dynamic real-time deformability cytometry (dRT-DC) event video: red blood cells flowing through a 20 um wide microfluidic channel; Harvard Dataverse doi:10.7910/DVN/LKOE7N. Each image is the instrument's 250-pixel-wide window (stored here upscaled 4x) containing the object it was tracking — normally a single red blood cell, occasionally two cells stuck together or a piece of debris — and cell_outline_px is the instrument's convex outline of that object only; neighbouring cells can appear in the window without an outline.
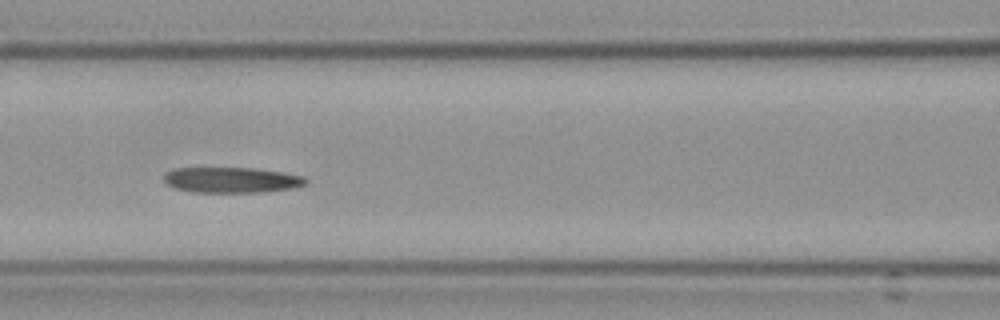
{"species": "Egyptian fruit bat (a non-hibernating species)", "species_latin": "Rousettus aegyptiacus", "temperature_condition": "cold", "stored_images_in_passage": 35, "camera_frame_rate_fps": 3000, "um_per_image_px": 0.085, "frame": {"image": 1, "passage_image": 25, "time_ms": 8.0, "image_size_px": [1000, 320], "cell_outline_px": [[308, 184], [292, 188], [264, 192], [192, 192], [176, 188], [168, 184], [164, 180], [164, 176], [168, 172], [176, 168], [256, 168], [304, 176], [308, 180]], "centroid_in_image_um": [19.73, 15.3], "position_along_channel_um": 146.9, "area_um2": 21.04}}